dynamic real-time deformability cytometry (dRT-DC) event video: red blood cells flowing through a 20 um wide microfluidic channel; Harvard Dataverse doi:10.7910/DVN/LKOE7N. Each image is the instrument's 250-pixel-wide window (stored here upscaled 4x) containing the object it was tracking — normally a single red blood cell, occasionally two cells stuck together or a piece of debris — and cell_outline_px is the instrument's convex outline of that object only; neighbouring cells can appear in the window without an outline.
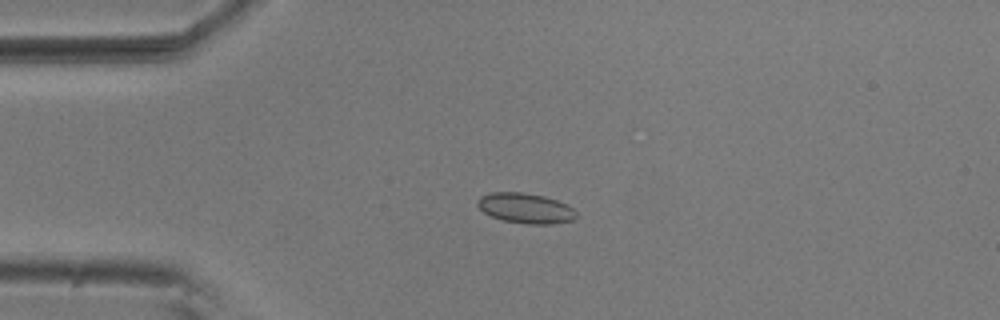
{"species": "common noctule bat (a hibernating species)", "species_latin": "Nyctalus noctula", "temperature_condition": "room temperature", "stored_images_in_passage": 6, "camera_frame_rate_fps": 3000, "um_per_image_px": 0.085, "animal": {"sex": "male", "body_mass_g": 20.5, "forearm_length_mm": 52.5}, "frame": {"image": 1, "passage_image": 3, "time_ms": 0.667, "image_size_px": [1000, 320], "cell_outline_px": [[576, 216], [572, 220], [552, 224], [528, 224], [504, 220], [492, 216], [484, 212], [476, 204], [476, 200], [480, 196], [492, 192], [520, 192], [544, 196], [568, 204], [576, 212]], "centroid_in_image_um": [44.66, 17.69], "position_along_channel_um": 40.3, "area_um2": 17.28}}
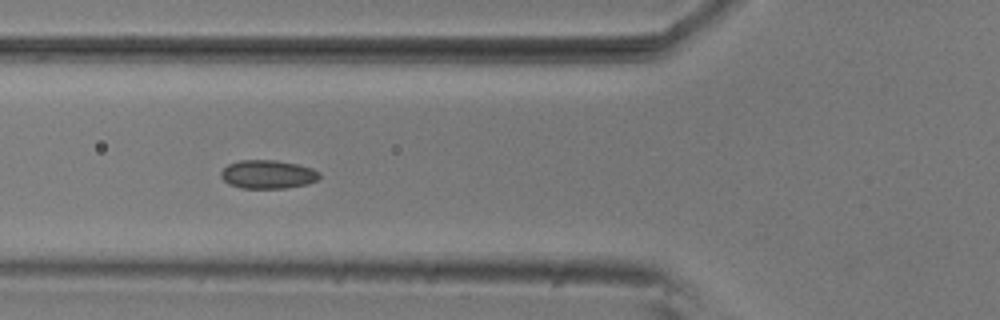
{"frame": {"image": 2, "passage_image": 5, "time_ms": 1.333, "image_size_px": [1000, 320], "cell_outline_px": [[320, 176], [316, 180], [308, 184], [288, 188], [240, 188], [228, 184], [220, 176], [220, 172], [228, 164], [240, 160], [276, 160], [296, 164], [312, 168], [320, 172]], "centroid_in_image_um": [22.75, 14.82], "position_along_channel_um": 103.0, "area_um2": 16.47}}
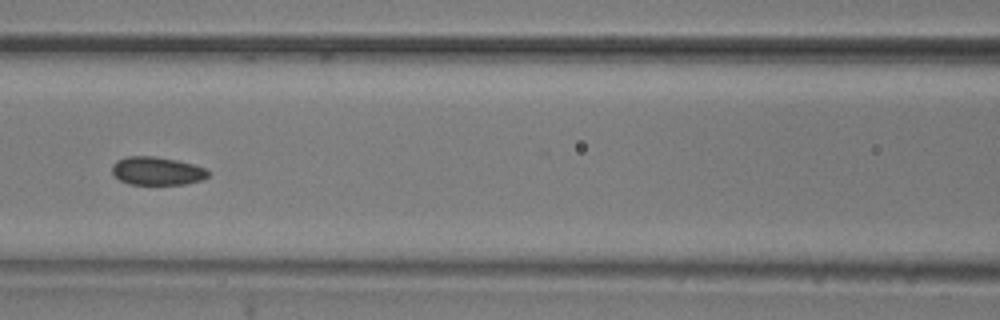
{"frame": {"image": 3, "passage_image": 6, "time_ms": 1.667, "image_size_px": [1000, 320], "cell_outline_px": [[208, 176], [204, 180], [184, 184], [128, 184], [120, 180], [112, 172], [112, 164], [116, 160], [128, 156], [152, 156], [176, 160], [192, 164], [204, 168], [208, 172]], "centroid_in_image_um": [13.32, 14.53], "position_along_channel_um": 153.3, "area_um2": 15.72}}